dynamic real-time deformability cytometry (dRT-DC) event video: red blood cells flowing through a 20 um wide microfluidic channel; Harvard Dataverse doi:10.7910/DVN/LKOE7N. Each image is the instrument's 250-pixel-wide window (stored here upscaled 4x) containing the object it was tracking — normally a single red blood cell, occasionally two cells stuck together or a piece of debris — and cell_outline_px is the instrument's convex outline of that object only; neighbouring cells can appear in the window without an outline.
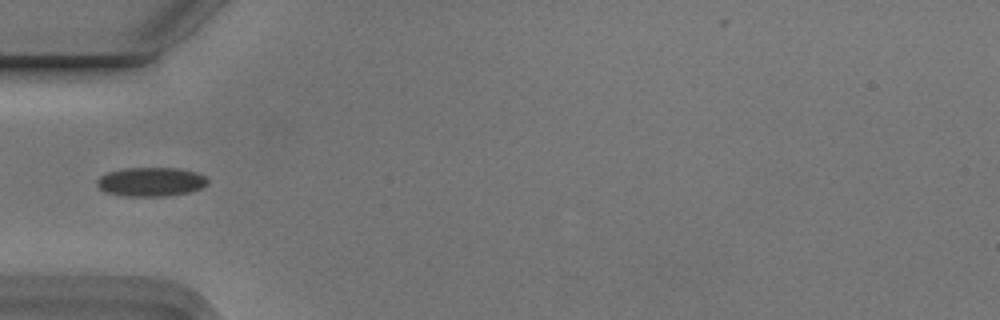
{"species": "Egyptian fruit bat (a non-hibernating species)", "species_latin": "Rousettus aegyptiacus", "temperature_condition": "cold", "stored_images_in_passage": 9, "camera_frame_rate_fps": 3000, "um_per_image_px": 0.085, "animal": {"sex": "male"}, "frame": {"image": 1, "passage_image": 6, "time_ms": 1.667, "image_size_px": [1000, 320], "cell_outline_px": [[208, 184], [192, 192], [164, 196], [124, 196], [104, 192], [96, 184], [96, 180], [100, 176], [108, 172], [124, 168], [176, 168], [196, 172], [204, 176], [208, 180]], "centroid_in_image_um": [12.81, 15.46], "position_along_channel_um": 72.2, "area_um2": 18.79}}
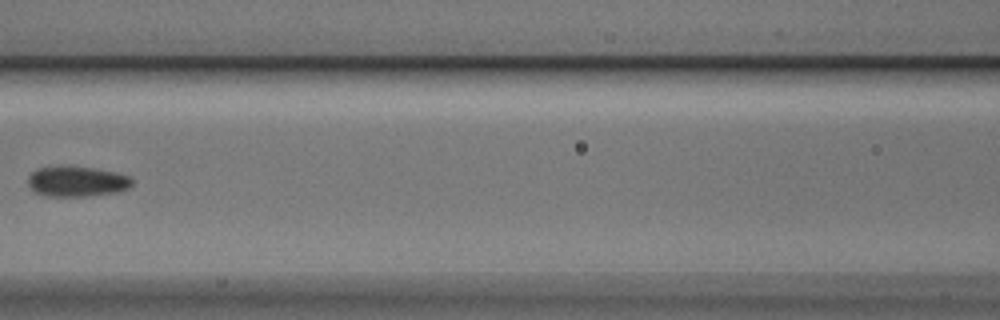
{"frame": {"image": 2, "passage_image": 8, "time_ms": 2.333, "image_size_px": [1000, 320], "cell_outline_px": [[132, 184], [128, 188], [116, 192], [88, 196], [44, 196], [36, 192], [28, 184], [28, 176], [36, 168], [92, 168], [116, 172], [132, 176]], "centroid_in_image_um": [6.57, 15.45], "position_along_channel_um": 160.0, "area_um2": 17.98}}
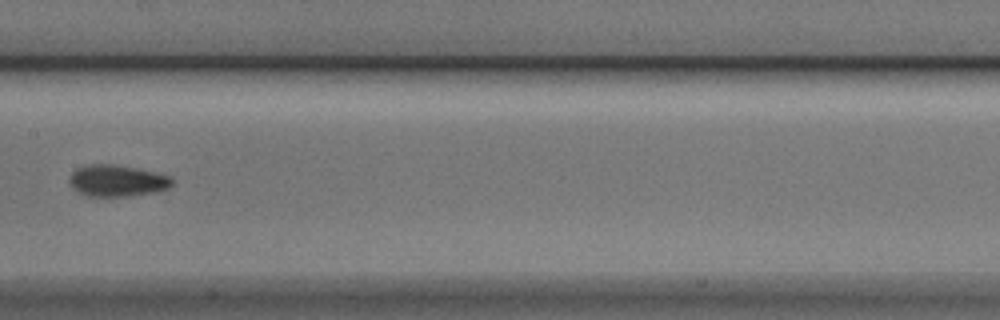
{"frame": {"image": 3, "passage_image": 9, "time_ms": 2.667, "image_size_px": [1000, 320], "cell_outline_px": [[172, 184], [168, 188], [152, 192], [128, 196], [84, 196], [76, 192], [68, 184], [68, 180], [72, 172], [76, 168], [88, 164], [112, 164], [136, 168], [156, 172], [172, 176]], "centroid_in_image_um": [9.89, 15.36], "position_along_channel_um": 197.5, "area_um2": 19.07}}